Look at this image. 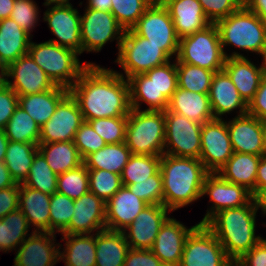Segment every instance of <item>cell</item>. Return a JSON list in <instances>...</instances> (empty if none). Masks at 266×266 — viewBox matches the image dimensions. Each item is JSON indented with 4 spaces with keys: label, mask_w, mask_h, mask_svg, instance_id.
<instances>
[{
    "label": "cell",
    "mask_w": 266,
    "mask_h": 266,
    "mask_svg": "<svg viewBox=\"0 0 266 266\" xmlns=\"http://www.w3.org/2000/svg\"><path fill=\"white\" fill-rule=\"evenodd\" d=\"M52 232L33 231L17 248L13 266H54L63 246ZM56 243V244H55ZM57 245V247H56Z\"/></svg>",
    "instance_id": "19"
},
{
    "label": "cell",
    "mask_w": 266,
    "mask_h": 266,
    "mask_svg": "<svg viewBox=\"0 0 266 266\" xmlns=\"http://www.w3.org/2000/svg\"><path fill=\"white\" fill-rule=\"evenodd\" d=\"M18 107V95L4 81L0 84V130L6 124Z\"/></svg>",
    "instance_id": "53"
},
{
    "label": "cell",
    "mask_w": 266,
    "mask_h": 266,
    "mask_svg": "<svg viewBox=\"0 0 266 266\" xmlns=\"http://www.w3.org/2000/svg\"><path fill=\"white\" fill-rule=\"evenodd\" d=\"M209 99L214 118L222 119V115L230 114L236 109L239 110L238 116L247 113V104L224 70L215 72L210 86Z\"/></svg>",
    "instance_id": "25"
},
{
    "label": "cell",
    "mask_w": 266,
    "mask_h": 266,
    "mask_svg": "<svg viewBox=\"0 0 266 266\" xmlns=\"http://www.w3.org/2000/svg\"><path fill=\"white\" fill-rule=\"evenodd\" d=\"M117 59L123 73L117 72L125 79L137 74H144L156 66L163 65L171 59L161 50V46L136 35L131 29L125 30Z\"/></svg>",
    "instance_id": "8"
},
{
    "label": "cell",
    "mask_w": 266,
    "mask_h": 266,
    "mask_svg": "<svg viewBox=\"0 0 266 266\" xmlns=\"http://www.w3.org/2000/svg\"><path fill=\"white\" fill-rule=\"evenodd\" d=\"M50 200L51 195L20 183L19 209L34 231L50 232Z\"/></svg>",
    "instance_id": "29"
},
{
    "label": "cell",
    "mask_w": 266,
    "mask_h": 266,
    "mask_svg": "<svg viewBox=\"0 0 266 266\" xmlns=\"http://www.w3.org/2000/svg\"><path fill=\"white\" fill-rule=\"evenodd\" d=\"M4 132L9 141L39 144L40 127L20 106L6 124Z\"/></svg>",
    "instance_id": "39"
},
{
    "label": "cell",
    "mask_w": 266,
    "mask_h": 266,
    "mask_svg": "<svg viewBox=\"0 0 266 266\" xmlns=\"http://www.w3.org/2000/svg\"><path fill=\"white\" fill-rule=\"evenodd\" d=\"M74 6H48L43 13V20L58 39L48 41L57 45L73 49L82 54V42L80 34V19L78 9Z\"/></svg>",
    "instance_id": "17"
},
{
    "label": "cell",
    "mask_w": 266,
    "mask_h": 266,
    "mask_svg": "<svg viewBox=\"0 0 266 266\" xmlns=\"http://www.w3.org/2000/svg\"><path fill=\"white\" fill-rule=\"evenodd\" d=\"M29 224L20 209L10 212L0 219V250L3 252L16 251L28 234Z\"/></svg>",
    "instance_id": "38"
},
{
    "label": "cell",
    "mask_w": 266,
    "mask_h": 266,
    "mask_svg": "<svg viewBox=\"0 0 266 266\" xmlns=\"http://www.w3.org/2000/svg\"><path fill=\"white\" fill-rule=\"evenodd\" d=\"M227 123L214 118L202 124L199 159L209 173H217L233 155Z\"/></svg>",
    "instance_id": "13"
},
{
    "label": "cell",
    "mask_w": 266,
    "mask_h": 266,
    "mask_svg": "<svg viewBox=\"0 0 266 266\" xmlns=\"http://www.w3.org/2000/svg\"><path fill=\"white\" fill-rule=\"evenodd\" d=\"M256 215L252 199L242 207L219 211L205 224L231 261L239 260L262 239L256 235Z\"/></svg>",
    "instance_id": "3"
},
{
    "label": "cell",
    "mask_w": 266,
    "mask_h": 266,
    "mask_svg": "<svg viewBox=\"0 0 266 266\" xmlns=\"http://www.w3.org/2000/svg\"><path fill=\"white\" fill-rule=\"evenodd\" d=\"M89 191L107 202L123 185L121 175L100 169H88Z\"/></svg>",
    "instance_id": "45"
},
{
    "label": "cell",
    "mask_w": 266,
    "mask_h": 266,
    "mask_svg": "<svg viewBox=\"0 0 266 266\" xmlns=\"http://www.w3.org/2000/svg\"><path fill=\"white\" fill-rule=\"evenodd\" d=\"M131 155L125 142L111 143L88 155L83 163L87 169L106 170L121 175Z\"/></svg>",
    "instance_id": "35"
},
{
    "label": "cell",
    "mask_w": 266,
    "mask_h": 266,
    "mask_svg": "<svg viewBox=\"0 0 266 266\" xmlns=\"http://www.w3.org/2000/svg\"><path fill=\"white\" fill-rule=\"evenodd\" d=\"M167 7L179 39L210 24L198 0H161Z\"/></svg>",
    "instance_id": "26"
},
{
    "label": "cell",
    "mask_w": 266,
    "mask_h": 266,
    "mask_svg": "<svg viewBox=\"0 0 266 266\" xmlns=\"http://www.w3.org/2000/svg\"><path fill=\"white\" fill-rule=\"evenodd\" d=\"M144 74L154 84L155 111H165L178 87L176 60L174 59L173 63L168 61L163 65L156 66Z\"/></svg>",
    "instance_id": "36"
},
{
    "label": "cell",
    "mask_w": 266,
    "mask_h": 266,
    "mask_svg": "<svg viewBox=\"0 0 266 266\" xmlns=\"http://www.w3.org/2000/svg\"><path fill=\"white\" fill-rule=\"evenodd\" d=\"M178 87L197 93H209L215 72L199 66L176 62Z\"/></svg>",
    "instance_id": "41"
},
{
    "label": "cell",
    "mask_w": 266,
    "mask_h": 266,
    "mask_svg": "<svg viewBox=\"0 0 266 266\" xmlns=\"http://www.w3.org/2000/svg\"><path fill=\"white\" fill-rule=\"evenodd\" d=\"M57 180L58 175L52 171L44 156L38 152L30 167L28 177L22 184L44 194L52 195L57 192Z\"/></svg>",
    "instance_id": "42"
},
{
    "label": "cell",
    "mask_w": 266,
    "mask_h": 266,
    "mask_svg": "<svg viewBox=\"0 0 266 266\" xmlns=\"http://www.w3.org/2000/svg\"><path fill=\"white\" fill-rule=\"evenodd\" d=\"M95 244V266H124L130 247L123 231L101 230L95 233Z\"/></svg>",
    "instance_id": "32"
},
{
    "label": "cell",
    "mask_w": 266,
    "mask_h": 266,
    "mask_svg": "<svg viewBox=\"0 0 266 266\" xmlns=\"http://www.w3.org/2000/svg\"><path fill=\"white\" fill-rule=\"evenodd\" d=\"M89 191V174L86 165L68 170L58 175L57 192L70 199H78Z\"/></svg>",
    "instance_id": "43"
},
{
    "label": "cell",
    "mask_w": 266,
    "mask_h": 266,
    "mask_svg": "<svg viewBox=\"0 0 266 266\" xmlns=\"http://www.w3.org/2000/svg\"><path fill=\"white\" fill-rule=\"evenodd\" d=\"M261 188H266V155L261 156V159L258 164L255 193Z\"/></svg>",
    "instance_id": "59"
},
{
    "label": "cell",
    "mask_w": 266,
    "mask_h": 266,
    "mask_svg": "<svg viewBox=\"0 0 266 266\" xmlns=\"http://www.w3.org/2000/svg\"><path fill=\"white\" fill-rule=\"evenodd\" d=\"M209 195L212 206L199 222L205 225L216 213L224 209L238 208L252 200V193L245 187L225 180L219 173H208L205 177L202 197Z\"/></svg>",
    "instance_id": "15"
},
{
    "label": "cell",
    "mask_w": 266,
    "mask_h": 266,
    "mask_svg": "<svg viewBox=\"0 0 266 266\" xmlns=\"http://www.w3.org/2000/svg\"><path fill=\"white\" fill-rule=\"evenodd\" d=\"M230 262L215 235L199 224L185 241L179 266H230Z\"/></svg>",
    "instance_id": "12"
},
{
    "label": "cell",
    "mask_w": 266,
    "mask_h": 266,
    "mask_svg": "<svg viewBox=\"0 0 266 266\" xmlns=\"http://www.w3.org/2000/svg\"><path fill=\"white\" fill-rule=\"evenodd\" d=\"M69 92L78 102L86 122L128 116L132 109L128 80L100 65H88Z\"/></svg>",
    "instance_id": "1"
},
{
    "label": "cell",
    "mask_w": 266,
    "mask_h": 266,
    "mask_svg": "<svg viewBox=\"0 0 266 266\" xmlns=\"http://www.w3.org/2000/svg\"><path fill=\"white\" fill-rule=\"evenodd\" d=\"M86 8L111 12L112 0H87Z\"/></svg>",
    "instance_id": "62"
},
{
    "label": "cell",
    "mask_w": 266,
    "mask_h": 266,
    "mask_svg": "<svg viewBox=\"0 0 266 266\" xmlns=\"http://www.w3.org/2000/svg\"><path fill=\"white\" fill-rule=\"evenodd\" d=\"M65 241L63 251H59V260L65 266H95V234H61Z\"/></svg>",
    "instance_id": "33"
},
{
    "label": "cell",
    "mask_w": 266,
    "mask_h": 266,
    "mask_svg": "<svg viewBox=\"0 0 266 266\" xmlns=\"http://www.w3.org/2000/svg\"><path fill=\"white\" fill-rule=\"evenodd\" d=\"M20 183L0 190V219L19 209Z\"/></svg>",
    "instance_id": "56"
},
{
    "label": "cell",
    "mask_w": 266,
    "mask_h": 266,
    "mask_svg": "<svg viewBox=\"0 0 266 266\" xmlns=\"http://www.w3.org/2000/svg\"><path fill=\"white\" fill-rule=\"evenodd\" d=\"M32 37L11 18L0 20V67L3 70L28 53Z\"/></svg>",
    "instance_id": "27"
},
{
    "label": "cell",
    "mask_w": 266,
    "mask_h": 266,
    "mask_svg": "<svg viewBox=\"0 0 266 266\" xmlns=\"http://www.w3.org/2000/svg\"><path fill=\"white\" fill-rule=\"evenodd\" d=\"M223 70L228 74L247 105L254 97L266 72L264 59L258 67L246 56L226 58Z\"/></svg>",
    "instance_id": "24"
},
{
    "label": "cell",
    "mask_w": 266,
    "mask_h": 266,
    "mask_svg": "<svg viewBox=\"0 0 266 266\" xmlns=\"http://www.w3.org/2000/svg\"><path fill=\"white\" fill-rule=\"evenodd\" d=\"M234 152L262 156L265 152L266 127L265 121L251 114L236 115L227 121Z\"/></svg>",
    "instance_id": "18"
},
{
    "label": "cell",
    "mask_w": 266,
    "mask_h": 266,
    "mask_svg": "<svg viewBox=\"0 0 266 266\" xmlns=\"http://www.w3.org/2000/svg\"><path fill=\"white\" fill-rule=\"evenodd\" d=\"M83 122L78 102L69 92L59 102L50 119L40 128L39 143L73 141Z\"/></svg>",
    "instance_id": "16"
},
{
    "label": "cell",
    "mask_w": 266,
    "mask_h": 266,
    "mask_svg": "<svg viewBox=\"0 0 266 266\" xmlns=\"http://www.w3.org/2000/svg\"><path fill=\"white\" fill-rule=\"evenodd\" d=\"M175 60L213 72L223 70L226 56L215 23H210L204 29L179 39Z\"/></svg>",
    "instance_id": "7"
},
{
    "label": "cell",
    "mask_w": 266,
    "mask_h": 266,
    "mask_svg": "<svg viewBox=\"0 0 266 266\" xmlns=\"http://www.w3.org/2000/svg\"><path fill=\"white\" fill-rule=\"evenodd\" d=\"M265 127H266V122H265ZM264 155H266V139H265V152Z\"/></svg>",
    "instance_id": "69"
},
{
    "label": "cell",
    "mask_w": 266,
    "mask_h": 266,
    "mask_svg": "<svg viewBox=\"0 0 266 266\" xmlns=\"http://www.w3.org/2000/svg\"><path fill=\"white\" fill-rule=\"evenodd\" d=\"M241 5H245L248 0H238Z\"/></svg>",
    "instance_id": "68"
},
{
    "label": "cell",
    "mask_w": 266,
    "mask_h": 266,
    "mask_svg": "<svg viewBox=\"0 0 266 266\" xmlns=\"http://www.w3.org/2000/svg\"><path fill=\"white\" fill-rule=\"evenodd\" d=\"M70 0H46L44 6H72Z\"/></svg>",
    "instance_id": "65"
},
{
    "label": "cell",
    "mask_w": 266,
    "mask_h": 266,
    "mask_svg": "<svg viewBox=\"0 0 266 266\" xmlns=\"http://www.w3.org/2000/svg\"><path fill=\"white\" fill-rule=\"evenodd\" d=\"M50 232L62 233L68 226L74 212V200L56 192L50 200Z\"/></svg>",
    "instance_id": "46"
},
{
    "label": "cell",
    "mask_w": 266,
    "mask_h": 266,
    "mask_svg": "<svg viewBox=\"0 0 266 266\" xmlns=\"http://www.w3.org/2000/svg\"><path fill=\"white\" fill-rule=\"evenodd\" d=\"M160 162L161 156L132 154L121 174L122 185L127 187L155 175L160 170Z\"/></svg>",
    "instance_id": "40"
},
{
    "label": "cell",
    "mask_w": 266,
    "mask_h": 266,
    "mask_svg": "<svg viewBox=\"0 0 266 266\" xmlns=\"http://www.w3.org/2000/svg\"><path fill=\"white\" fill-rule=\"evenodd\" d=\"M124 32L111 12L85 8L80 19L82 53L100 52L106 43L114 40L119 51Z\"/></svg>",
    "instance_id": "11"
},
{
    "label": "cell",
    "mask_w": 266,
    "mask_h": 266,
    "mask_svg": "<svg viewBox=\"0 0 266 266\" xmlns=\"http://www.w3.org/2000/svg\"><path fill=\"white\" fill-rule=\"evenodd\" d=\"M130 87V104L132 109L141 110L143 102L147 104L144 111H155V88L145 74H137L128 79Z\"/></svg>",
    "instance_id": "47"
},
{
    "label": "cell",
    "mask_w": 266,
    "mask_h": 266,
    "mask_svg": "<svg viewBox=\"0 0 266 266\" xmlns=\"http://www.w3.org/2000/svg\"><path fill=\"white\" fill-rule=\"evenodd\" d=\"M38 152L37 144L9 141L4 163L16 183H23L28 177L30 167Z\"/></svg>",
    "instance_id": "37"
},
{
    "label": "cell",
    "mask_w": 266,
    "mask_h": 266,
    "mask_svg": "<svg viewBox=\"0 0 266 266\" xmlns=\"http://www.w3.org/2000/svg\"><path fill=\"white\" fill-rule=\"evenodd\" d=\"M149 204L134 195L131 190L122 186L106 202V229L123 231Z\"/></svg>",
    "instance_id": "23"
},
{
    "label": "cell",
    "mask_w": 266,
    "mask_h": 266,
    "mask_svg": "<svg viewBox=\"0 0 266 266\" xmlns=\"http://www.w3.org/2000/svg\"><path fill=\"white\" fill-rule=\"evenodd\" d=\"M239 261L244 266H266V239L262 238L250 251L245 253Z\"/></svg>",
    "instance_id": "57"
},
{
    "label": "cell",
    "mask_w": 266,
    "mask_h": 266,
    "mask_svg": "<svg viewBox=\"0 0 266 266\" xmlns=\"http://www.w3.org/2000/svg\"><path fill=\"white\" fill-rule=\"evenodd\" d=\"M164 116V154L199 159L202 124L175 112H169L167 109L164 111Z\"/></svg>",
    "instance_id": "10"
},
{
    "label": "cell",
    "mask_w": 266,
    "mask_h": 266,
    "mask_svg": "<svg viewBox=\"0 0 266 266\" xmlns=\"http://www.w3.org/2000/svg\"><path fill=\"white\" fill-rule=\"evenodd\" d=\"M171 213L164 205L146 206L135 220L123 230L130 248L151 249L162 224Z\"/></svg>",
    "instance_id": "21"
},
{
    "label": "cell",
    "mask_w": 266,
    "mask_h": 266,
    "mask_svg": "<svg viewBox=\"0 0 266 266\" xmlns=\"http://www.w3.org/2000/svg\"><path fill=\"white\" fill-rule=\"evenodd\" d=\"M247 113L266 122V72L254 97L247 105Z\"/></svg>",
    "instance_id": "55"
},
{
    "label": "cell",
    "mask_w": 266,
    "mask_h": 266,
    "mask_svg": "<svg viewBox=\"0 0 266 266\" xmlns=\"http://www.w3.org/2000/svg\"><path fill=\"white\" fill-rule=\"evenodd\" d=\"M87 122L107 144L125 142L127 116L98 118Z\"/></svg>",
    "instance_id": "48"
},
{
    "label": "cell",
    "mask_w": 266,
    "mask_h": 266,
    "mask_svg": "<svg viewBox=\"0 0 266 266\" xmlns=\"http://www.w3.org/2000/svg\"><path fill=\"white\" fill-rule=\"evenodd\" d=\"M3 79L18 97L49 91L56 87L29 53L5 68Z\"/></svg>",
    "instance_id": "14"
},
{
    "label": "cell",
    "mask_w": 266,
    "mask_h": 266,
    "mask_svg": "<svg viewBox=\"0 0 266 266\" xmlns=\"http://www.w3.org/2000/svg\"><path fill=\"white\" fill-rule=\"evenodd\" d=\"M8 143H9V140L4 130H0V162H4Z\"/></svg>",
    "instance_id": "64"
},
{
    "label": "cell",
    "mask_w": 266,
    "mask_h": 266,
    "mask_svg": "<svg viewBox=\"0 0 266 266\" xmlns=\"http://www.w3.org/2000/svg\"><path fill=\"white\" fill-rule=\"evenodd\" d=\"M125 143L132 154H164L165 116L164 111L131 109L127 116Z\"/></svg>",
    "instance_id": "6"
},
{
    "label": "cell",
    "mask_w": 266,
    "mask_h": 266,
    "mask_svg": "<svg viewBox=\"0 0 266 266\" xmlns=\"http://www.w3.org/2000/svg\"><path fill=\"white\" fill-rule=\"evenodd\" d=\"M38 151L57 175L83 164V159L73 141L39 143Z\"/></svg>",
    "instance_id": "34"
},
{
    "label": "cell",
    "mask_w": 266,
    "mask_h": 266,
    "mask_svg": "<svg viewBox=\"0 0 266 266\" xmlns=\"http://www.w3.org/2000/svg\"><path fill=\"white\" fill-rule=\"evenodd\" d=\"M37 3L34 0H15L10 18L30 35L40 19ZM39 17V18H38Z\"/></svg>",
    "instance_id": "51"
},
{
    "label": "cell",
    "mask_w": 266,
    "mask_h": 266,
    "mask_svg": "<svg viewBox=\"0 0 266 266\" xmlns=\"http://www.w3.org/2000/svg\"><path fill=\"white\" fill-rule=\"evenodd\" d=\"M15 0H0V20L10 18Z\"/></svg>",
    "instance_id": "63"
},
{
    "label": "cell",
    "mask_w": 266,
    "mask_h": 266,
    "mask_svg": "<svg viewBox=\"0 0 266 266\" xmlns=\"http://www.w3.org/2000/svg\"><path fill=\"white\" fill-rule=\"evenodd\" d=\"M28 53L56 86L67 89L74 85L88 65H94L91 62L80 64V54L50 41L38 44L31 41Z\"/></svg>",
    "instance_id": "5"
},
{
    "label": "cell",
    "mask_w": 266,
    "mask_h": 266,
    "mask_svg": "<svg viewBox=\"0 0 266 266\" xmlns=\"http://www.w3.org/2000/svg\"><path fill=\"white\" fill-rule=\"evenodd\" d=\"M244 6L266 23V0H248Z\"/></svg>",
    "instance_id": "58"
},
{
    "label": "cell",
    "mask_w": 266,
    "mask_h": 266,
    "mask_svg": "<svg viewBox=\"0 0 266 266\" xmlns=\"http://www.w3.org/2000/svg\"><path fill=\"white\" fill-rule=\"evenodd\" d=\"M167 110L183 115L199 124L214 119L209 93L191 92L179 87L169 100Z\"/></svg>",
    "instance_id": "28"
},
{
    "label": "cell",
    "mask_w": 266,
    "mask_h": 266,
    "mask_svg": "<svg viewBox=\"0 0 266 266\" xmlns=\"http://www.w3.org/2000/svg\"><path fill=\"white\" fill-rule=\"evenodd\" d=\"M3 69L0 67V84L3 82Z\"/></svg>",
    "instance_id": "67"
},
{
    "label": "cell",
    "mask_w": 266,
    "mask_h": 266,
    "mask_svg": "<svg viewBox=\"0 0 266 266\" xmlns=\"http://www.w3.org/2000/svg\"><path fill=\"white\" fill-rule=\"evenodd\" d=\"M131 30L136 35L149 40L150 43L161 46V50L170 59L174 56L176 59L179 38L170 13L161 0H154Z\"/></svg>",
    "instance_id": "9"
},
{
    "label": "cell",
    "mask_w": 266,
    "mask_h": 266,
    "mask_svg": "<svg viewBox=\"0 0 266 266\" xmlns=\"http://www.w3.org/2000/svg\"><path fill=\"white\" fill-rule=\"evenodd\" d=\"M210 23H217L242 5L238 0H198Z\"/></svg>",
    "instance_id": "52"
},
{
    "label": "cell",
    "mask_w": 266,
    "mask_h": 266,
    "mask_svg": "<svg viewBox=\"0 0 266 266\" xmlns=\"http://www.w3.org/2000/svg\"><path fill=\"white\" fill-rule=\"evenodd\" d=\"M16 184L4 162H0V190Z\"/></svg>",
    "instance_id": "60"
},
{
    "label": "cell",
    "mask_w": 266,
    "mask_h": 266,
    "mask_svg": "<svg viewBox=\"0 0 266 266\" xmlns=\"http://www.w3.org/2000/svg\"><path fill=\"white\" fill-rule=\"evenodd\" d=\"M154 0H112L111 13L124 30L131 29Z\"/></svg>",
    "instance_id": "44"
},
{
    "label": "cell",
    "mask_w": 266,
    "mask_h": 266,
    "mask_svg": "<svg viewBox=\"0 0 266 266\" xmlns=\"http://www.w3.org/2000/svg\"><path fill=\"white\" fill-rule=\"evenodd\" d=\"M252 199L255 204V208L258 211L261 209L262 214L266 215V188L259 189L253 196Z\"/></svg>",
    "instance_id": "61"
},
{
    "label": "cell",
    "mask_w": 266,
    "mask_h": 266,
    "mask_svg": "<svg viewBox=\"0 0 266 266\" xmlns=\"http://www.w3.org/2000/svg\"><path fill=\"white\" fill-rule=\"evenodd\" d=\"M69 89L56 86L54 89L18 97V106L24 109L41 128L54 114L59 102Z\"/></svg>",
    "instance_id": "30"
},
{
    "label": "cell",
    "mask_w": 266,
    "mask_h": 266,
    "mask_svg": "<svg viewBox=\"0 0 266 266\" xmlns=\"http://www.w3.org/2000/svg\"><path fill=\"white\" fill-rule=\"evenodd\" d=\"M230 266H244L239 260H232Z\"/></svg>",
    "instance_id": "66"
},
{
    "label": "cell",
    "mask_w": 266,
    "mask_h": 266,
    "mask_svg": "<svg viewBox=\"0 0 266 266\" xmlns=\"http://www.w3.org/2000/svg\"><path fill=\"white\" fill-rule=\"evenodd\" d=\"M163 205L171 212L202 197L205 177L209 173L200 159L163 154L160 162Z\"/></svg>",
    "instance_id": "2"
},
{
    "label": "cell",
    "mask_w": 266,
    "mask_h": 266,
    "mask_svg": "<svg viewBox=\"0 0 266 266\" xmlns=\"http://www.w3.org/2000/svg\"><path fill=\"white\" fill-rule=\"evenodd\" d=\"M215 25L226 58L244 57L236 51L228 55L224 50L226 46L254 52L263 59L266 56V23L244 5Z\"/></svg>",
    "instance_id": "4"
},
{
    "label": "cell",
    "mask_w": 266,
    "mask_h": 266,
    "mask_svg": "<svg viewBox=\"0 0 266 266\" xmlns=\"http://www.w3.org/2000/svg\"><path fill=\"white\" fill-rule=\"evenodd\" d=\"M198 225L199 223L188 228L174 217H168L162 224L150 250L165 266H179L185 241Z\"/></svg>",
    "instance_id": "22"
},
{
    "label": "cell",
    "mask_w": 266,
    "mask_h": 266,
    "mask_svg": "<svg viewBox=\"0 0 266 266\" xmlns=\"http://www.w3.org/2000/svg\"><path fill=\"white\" fill-rule=\"evenodd\" d=\"M264 64H265V69H266V56L264 57Z\"/></svg>",
    "instance_id": "70"
},
{
    "label": "cell",
    "mask_w": 266,
    "mask_h": 266,
    "mask_svg": "<svg viewBox=\"0 0 266 266\" xmlns=\"http://www.w3.org/2000/svg\"><path fill=\"white\" fill-rule=\"evenodd\" d=\"M73 142L83 160L88 155L102 149L107 144L86 121L80 125Z\"/></svg>",
    "instance_id": "50"
},
{
    "label": "cell",
    "mask_w": 266,
    "mask_h": 266,
    "mask_svg": "<svg viewBox=\"0 0 266 266\" xmlns=\"http://www.w3.org/2000/svg\"><path fill=\"white\" fill-rule=\"evenodd\" d=\"M124 266H165L150 249L130 248Z\"/></svg>",
    "instance_id": "54"
},
{
    "label": "cell",
    "mask_w": 266,
    "mask_h": 266,
    "mask_svg": "<svg viewBox=\"0 0 266 266\" xmlns=\"http://www.w3.org/2000/svg\"><path fill=\"white\" fill-rule=\"evenodd\" d=\"M135 196L148 204L163 205V184L160 170L148 179L127 186Z\"/></svg>",
    "instance_id": "49"
},
{
    "label": "cell",
    "mask_w": 266,
    "mask_h": 266,
    "mask_svg": "<svg viewBox=\"0 0 266 266\" xmlns=\"http://www.w3.org/2000/svg\"><path fill=\"white\" fill-rule=\"evenodd\" d=\"M106 229V202L88 191L74 200L69 226L61 234H94Z\"/></svg>",
    "instance_id": "20"
},
{
    "label": "cell",
    "mask_w": 266,
    "mask_h": 266,
    "mask_svg": "<svg viewBox=\"0 0 266 266\" xmlns=\"http://www.w3.org/2000/svg\"><path fill=\"white\" fill-rule=\"evenodd\" d=\"M261 156L234 152L226 164L217 172L230 183L245 187L255 194L257 168Z\"/></svg>",
    "instance_id": "31"
}]
</instances>
